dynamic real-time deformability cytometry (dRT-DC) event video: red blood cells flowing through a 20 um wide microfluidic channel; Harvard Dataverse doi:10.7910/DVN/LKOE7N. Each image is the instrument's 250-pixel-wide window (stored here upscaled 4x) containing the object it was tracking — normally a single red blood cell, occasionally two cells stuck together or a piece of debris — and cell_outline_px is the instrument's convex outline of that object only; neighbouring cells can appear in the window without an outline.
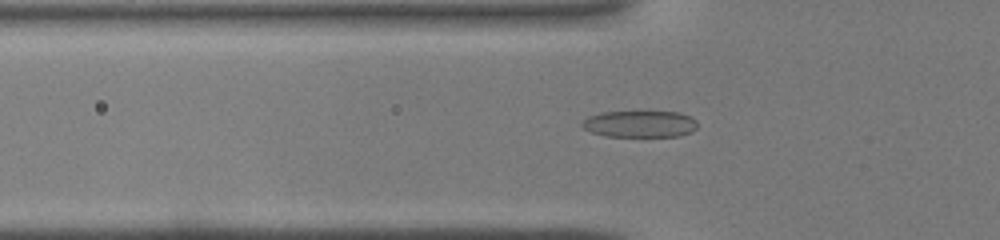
{"species": "common noctule bat (a hibernating species)", "species_latin": "Nyctalus noctula", "temperature_condition": "warm", "stored_images_in_passage": 36, "camera_frame_rate_fps": 3000, "um_per_image_px": 0.085, "animal": {"sex": "male", "body_mass_g": 19.0, "forearm_length_mm": 50.8}, "frame": {"image": 1, "passage_image": 7, "time_ms": 2.0, "image_size_px": [1000, 240], "cell_outline_px": [[700, 124], [692, 132], [680, 136], [604, 136], [592, 132], [584, 128], [580, 124], [588, 116], [600, 112], [680, 112], [692, 116]], "centroid_in_image_um": [54.44, 10.53], "position_along_channel_um": 71.4, "area_um2": 18.09}}
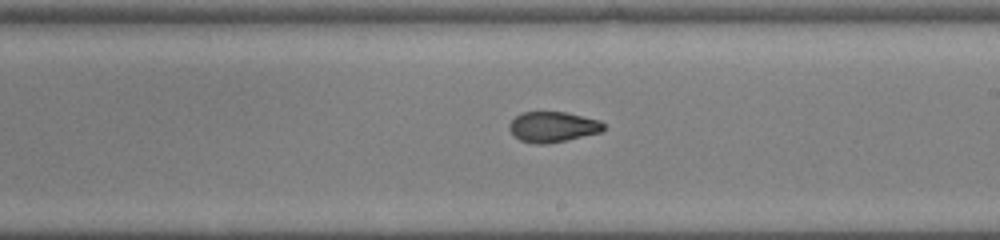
{"frame": {"image": 2, "passage_image": 18, "time_ms": 5.667, "image_size_px": [1000, 240], "cell_outline_px": [[604, 128], [600, 132], [564, 140], [544, 144], [536, 144], [520, 140], [508, 128], [508, 124], [520, 112], [568, 112], [600, 120], [604, 124]], "centroid_in_image_um": [46.97, 10.76], "position_along_channel_um": 242.0, "area_um2": 16.59}}
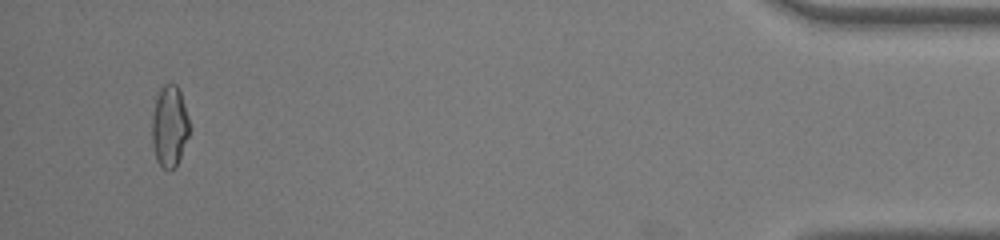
{"frame": {"image": 3, "passage_image": 34, "time_ms": 11.0, "image_size_px": [1000, 240], "cell_outline_px": [[188, 136], [176, 168], [164, 168], [156, 160], [152, 144], [152, 116], [156, 100], [160, 88], [164, 84], [176, 84], [180, 92], [188, 120]], "centroid_in_image_um": [14.38, 10.75], "position_along_channel_um": 420.8, "area_um2": 17.34}}